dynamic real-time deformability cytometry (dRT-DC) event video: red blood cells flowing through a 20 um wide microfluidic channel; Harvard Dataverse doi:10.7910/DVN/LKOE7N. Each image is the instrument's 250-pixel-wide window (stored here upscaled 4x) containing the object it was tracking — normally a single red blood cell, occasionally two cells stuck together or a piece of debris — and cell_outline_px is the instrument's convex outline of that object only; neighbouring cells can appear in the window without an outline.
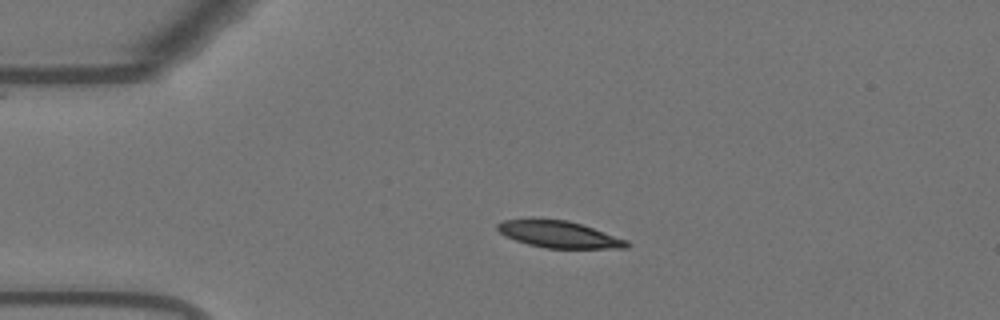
{"species": "Egyptian fruit bat (a non-hibernating species)", "species_latin": "Rousettus aegyptiacus", "temperature_condition": "warm", "stored_images_in_passage": 44, "camera_frame_rate_fps": 3000, "um_per_image_px": 0.085, "animal": {"sex": "female"}, "frame": {"image": 1, "passage_image": 1, "time_ms": 0.0, "image_size_px": [1000, 320], "cell_outline_px": [[632, 244], [628, 248], [544, 248], [528, 244], [504, 236], [496, 228], [496, 224], [504, 220], [528, 216], [540, 216], [568, 220], [628, 240]], "centroid_in_image_um": [47.43, 19.87], "position_along_channel_um": 37.6, "area_um2": 20.92}}
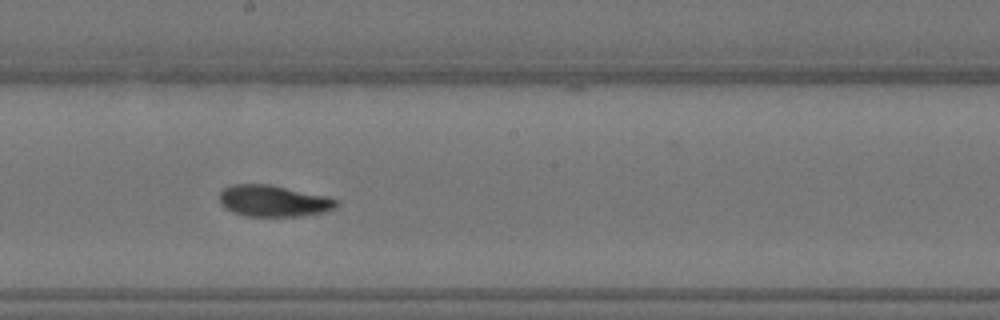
{"frame": {"image": 2, "passage_image": 19, "time_ms": 6.0, "image_size_px": [1000, 320], "cell_outline_px": [[336, 208], [328, 212], [304, 216], [248, 216], [232, 212], [224, 208], [220, 204], [220, 192], [224, 188], [232, 184], [268, 184], [324, 196], [336, 200]], "centroid_in_image_um": [23.21, 17.09], "position_along_channel_um": 225.0, "area_um2": 21.33}}
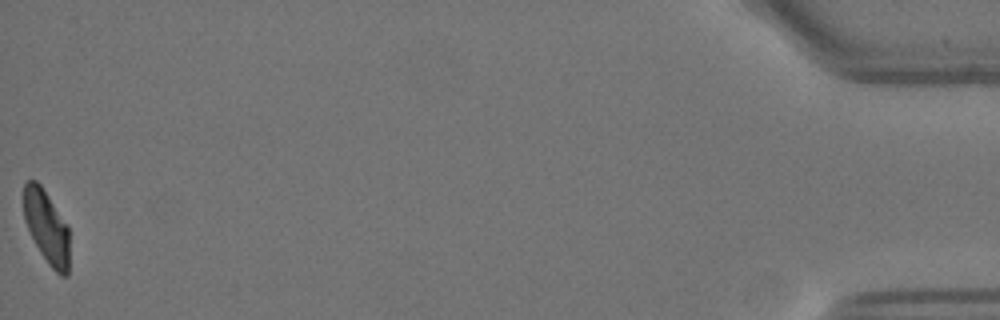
{"frame": {"image": 3, "passage_image": 44, "time_ms": 14.333, "image_size_px": [1000, 320], "cell_outline_px": [[68, 276], [60, 276], [48, 264], [40, 252], [24, 220], [24, 180], [36, 180], [40, 184], [68, 224]], "centroid_in_image_um": [3.96, 19.28], "position_along_channel_um": 431.2, "area_um2": 19.42}, "authors_computed_cell_mechanics": {"area_um2": 21.2415, "velocity_mm_per_s": 3.6685, "shape_relaxation_time_tau1_ms": 6.2752, "shape_relaxation_time_tau2_ms": 6.6949, "deformation_change_tau1": 0.1828, "deformation_change_tau2": 0.1175}}